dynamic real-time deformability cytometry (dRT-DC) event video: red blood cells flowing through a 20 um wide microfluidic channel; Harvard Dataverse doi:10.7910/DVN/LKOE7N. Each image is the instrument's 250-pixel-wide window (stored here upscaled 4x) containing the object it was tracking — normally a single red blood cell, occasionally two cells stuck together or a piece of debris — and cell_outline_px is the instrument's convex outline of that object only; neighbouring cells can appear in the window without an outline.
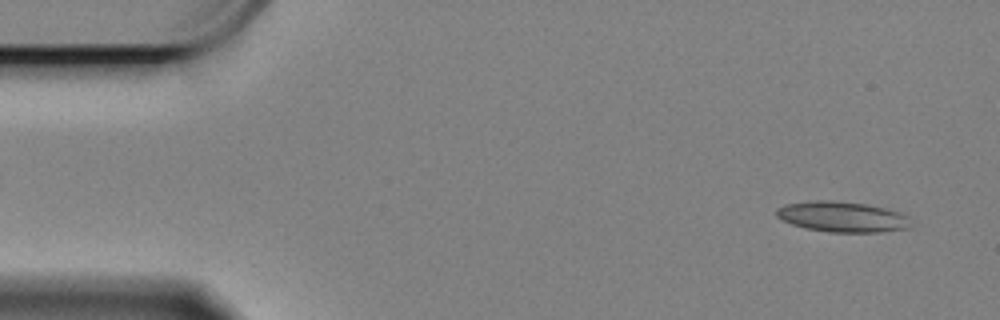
{"species": "Egyptian fruit bat (a non-hibernating species)", "species_latin": "Rousettus aegyptiacus", "temperature_condition": "cold", "stored_images_in_passage": 15, "camera_frame_rate_fps": 3000, "um_per_image_px": 0.085, "animal": {"sex": "female"}, "frame": {"image": 1, "passage_image": 3, "time_ms": 0.667, "image_size_px": [1000, 320], "cell_outline_px": [[904, 228], [880, 232], [828, 232], [804, 228], [792, 224], [776, 216], [776, 208], [784, 204], [816, 200], [832, 200], [864, 204], [884, 208], [896, 212], [904, 216]], "centroid_in_image_um": [71.42, 18.42], "position_along_channel_um": 13.6, "area_um2": 23.18}}
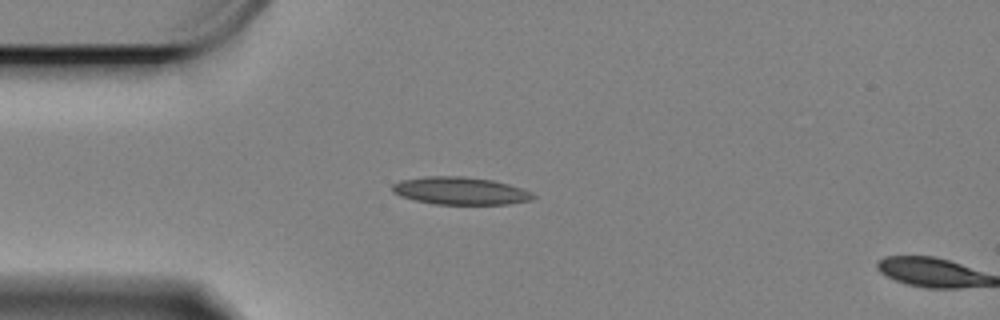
{"frame": {"image": 2, "passage_image": 14, "time_ms": 4.333, "image_size_px": [1000, 320], "cell_outline_px": [[536, 196], [532, 200], [508, 204], [436, 204], [416, 200], [400, 196], [392, 192], [392, 184], [400, 180], [424, 176], [464, 176], [492, 180], [508, 184], [532, 192]], "centroid_in_image_um": [39.11, 16.21], "position_along_channel_um": 45.9, "area_um2": 22.66}}